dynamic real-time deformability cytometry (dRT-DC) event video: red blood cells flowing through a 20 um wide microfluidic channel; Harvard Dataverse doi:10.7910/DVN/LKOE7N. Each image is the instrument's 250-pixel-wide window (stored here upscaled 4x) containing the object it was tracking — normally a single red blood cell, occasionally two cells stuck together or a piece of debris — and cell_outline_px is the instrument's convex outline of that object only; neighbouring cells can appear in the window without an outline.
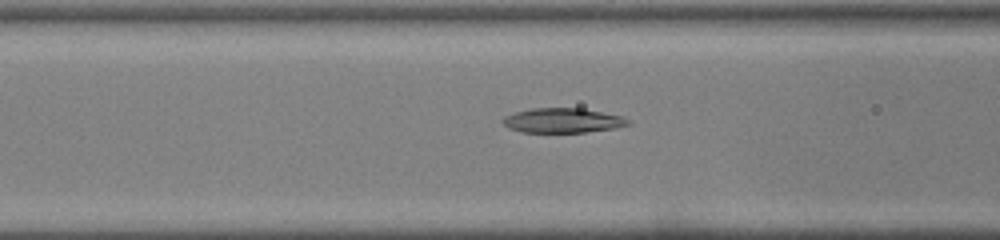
{"species": "common noctule bat (a hibernating species)", "species_latin": "Nyctalus noctula", "temperature_condition": "warm", "stored_images_in_passage": 34, "camera_frame_rate_fps": 3000, "um_per_image_px": 0.085, "animal": {"sex": "male", "body_mass_g": 19.0, "forearm_length_mm": 50.8}, "frame": {"image": 1, "passage_image": 8, "time_ms": 2.333, "image_size_px": [1000, 240], "cell_outline_px": [[632, 124], [616, 128], [584, 132], [520, 132], [508, 128], [500, 120], [504, 116], [516, 112], [532, 108], [580, 108], [620, 116], [628, 120]], "centroid_in_image_um": [47.78, 10.24], "position_along_channel_um": 118.8, "area_um2": 17.92}}
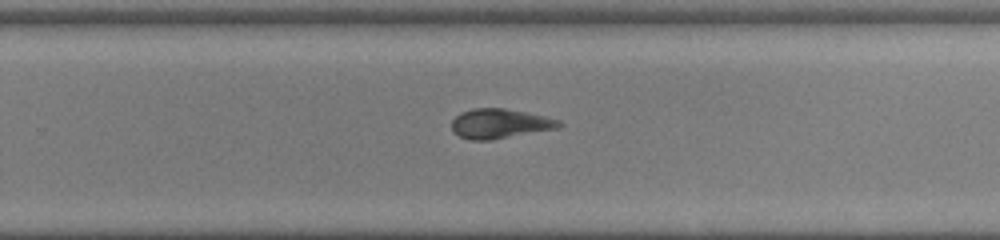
{"frame": {"image": 2, "passage_image": 19, "time_ms": 6.0, "image_size_px": [1000, 240], "cell_outline_px": [[564, 124], [560, 128], [492, 140], [472, 140], [460, 136], [452, 132], [452, 120], [460, 112], [472, 108], [504, 108], [544, 116], [560, 120]], "centroid_in_image_um": [42.5, 10.51], "position_along_channel_um": 287.3, "area_um2": 18.67}}
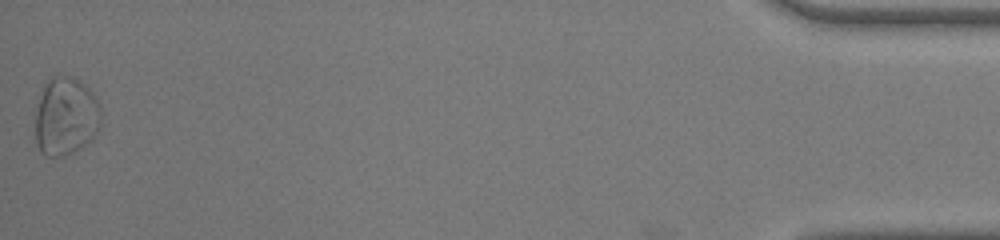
{"frame": {"image": 3, "passage_image": 34, "time_ms": 11.0, "image_size_px": [1000, 240], "cell_outline_px": [[100, 128], [92, 140], [72, 152], [64, 156], [44, 156], [40, 152], [36, 144], [36, 112], [44, 84], [52, 76], [72, 76], [80, 80], [96, 96], [100, 104]], "centroid_in_image_um": [5.61, 9.89], "position_along_channel_um": 429.6, "area_um2": 30.17}}